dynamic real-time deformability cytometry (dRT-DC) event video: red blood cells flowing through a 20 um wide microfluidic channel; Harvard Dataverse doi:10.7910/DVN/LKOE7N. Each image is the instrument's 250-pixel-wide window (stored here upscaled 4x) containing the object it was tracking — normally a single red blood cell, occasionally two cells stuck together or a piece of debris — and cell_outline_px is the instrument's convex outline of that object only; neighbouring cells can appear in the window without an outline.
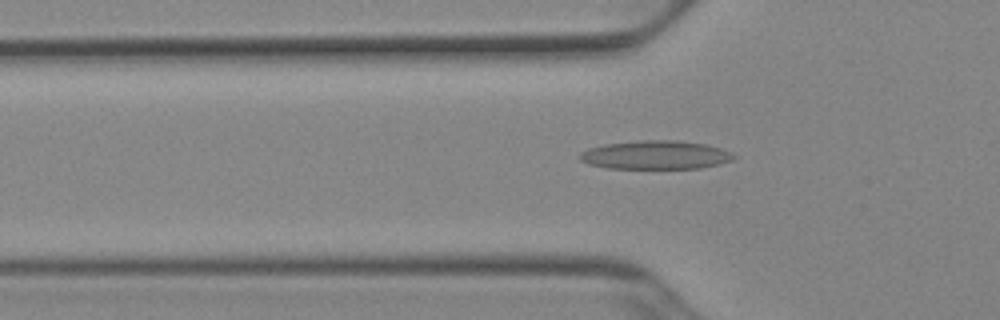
{"species": "Egyptian fruit bat (a non-hibernating species)", "species_latin": "Rousettus aegyptiacus", "temperature_condition": "cold", "stored_images_in_passage": 51, "camera_frame_rate_fps": 3000, "um_per_image_px": 0.085, "animal": {"sex": "female"}, "frame": {"image": 1, "passage_image": 17, "time_ms": 5.333, "image_size_px": [1000, 320], "cell_outline_px": [[736, 156], [732, 160], [720, 164], [700, 168], [608, 168], [588, 164], [580, 160], [580, 152], [588, 148], [604, 144], [640, 140], [676, 140], [704, 144], [720, 148], [732, 152]], "centroid_in_image_um": [55.72, 13.17], "position_along_channel_um": 70.1, "area_um2": 25.66}}
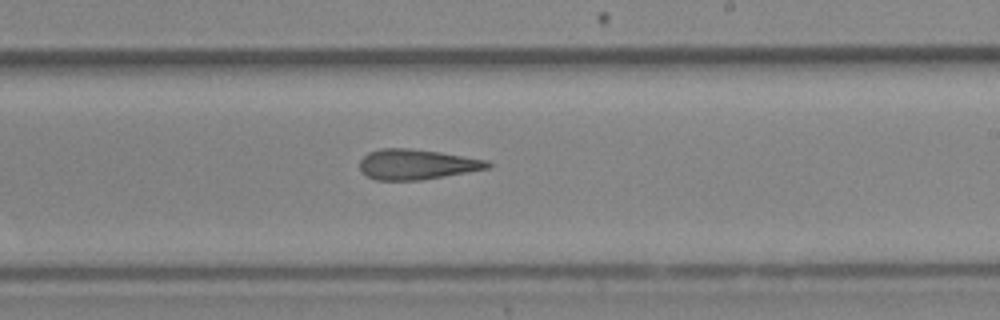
{"frame": {"image": 2, "passage_image": 31, "time_ms": 10.0, "image_size_px": [1000, 320], "cell_outline_px": [[496, 164], [488, 168], [468, 172], [420, 180], [376, 180], [360, 172], [360, 160], [368, 152], [380, 148], [408, 148], [440, 152], [488, 160]], "centroid_in_image_um": [35.43, 13.96], "position_along_channel_um": 253.6, "area_um2": 22.66}}
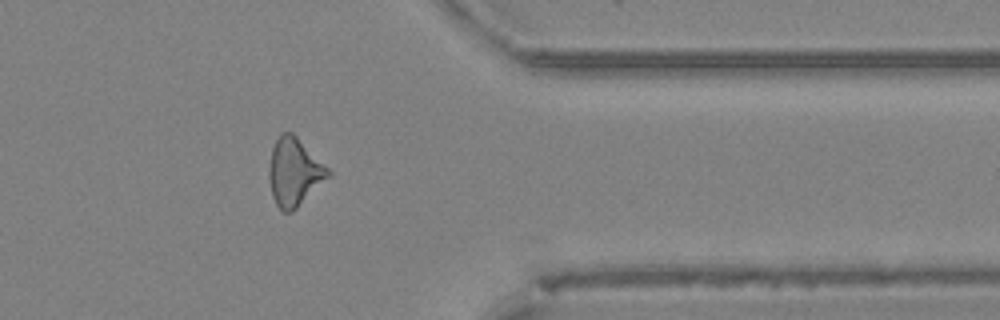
{"frame": {"image": 3, "passage_image": 42, "time_ms": 13.667, "image_size_px": [1000, 320], "cell_outline_px": [[332, 176], [292, 212], [284, 212], [276, 204], [272, 196], [268, 176], [268, 168], [272, 148], [280, 132], [292, 132], [332, 172]], "centroid_in_image_um": [25.02, 14.64], "position_along_channel_um": 386.4, "area_um2": 23.47}, "authors_computed_cell_mechanics": {"area_um2": 23.4668, "velocity_mm_per_s": 3.9433, "shape_relaxation_time_tau1_ms": null, "shape_relaxation_time_tau2_ms": 7.5675, "deformation_change_tau1": null, "deformation_change_tau2": 0.2233}}